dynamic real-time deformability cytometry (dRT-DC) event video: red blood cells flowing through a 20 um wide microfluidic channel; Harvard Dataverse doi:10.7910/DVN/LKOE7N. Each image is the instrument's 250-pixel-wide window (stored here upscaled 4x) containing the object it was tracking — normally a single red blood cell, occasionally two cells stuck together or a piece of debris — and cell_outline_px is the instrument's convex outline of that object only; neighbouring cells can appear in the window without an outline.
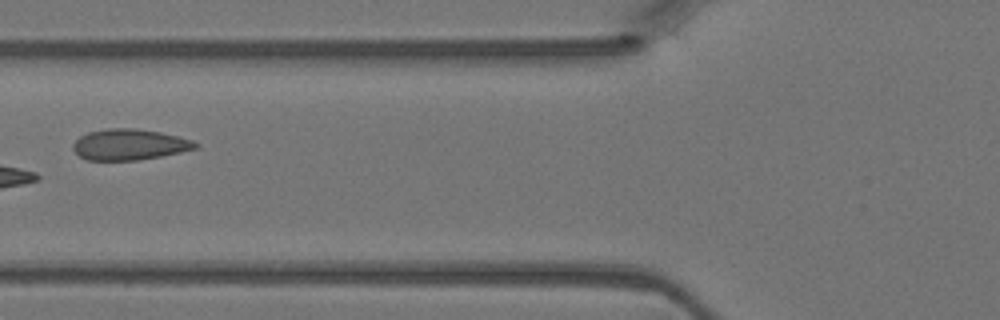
{"species": "Egyptian fruit bat (a non-hibernating species)", "species_latin": "Rousettus aegyptiacus", "temperature_condition": "warm", "stored_images_in_passage": 5, "camera_frame_rate_fps": 3000, "um_per_image_px": 0.085, "animal": {"sex": "female"}, "frame": {"image": 1, "passage_image": 4, "time_ms": 1.0, "image_size_px": [1000, 320], "cell_outline_px": [[200, 144], [196, 148], [180, 152], [160, 156], [136, 160], [88, 160], [80, 156], [72, 148], [72, 144], [80, 136], [88, 132], [108, 128], [136, 128], [160, 132], [192, 140]], "centroid_in_image_um": [10.98, 12.28], "position_along_channel_um": 114.8, "area_um2": 21.91}}
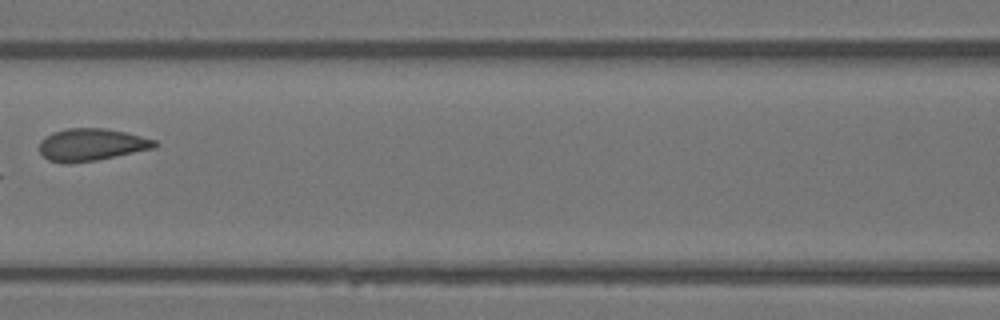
{"frame": {"image": 2, "passage_image": 5, "time_ms": 1.333, "image_size_px": [1000, 320], "cell_outline_px": [[160, 144], [156, 148], [96, 160], [68, 164], [64, 164], [48, 160], [40, 152], [40, 140], [44, 136], [52, 132], [68, 128], [104, 128], [124, 132], [156, 140]], "centroid_in_image_um": [7.76, 12.3], "position_along_channel_um": 158.8, "area_um2": 21.85}}